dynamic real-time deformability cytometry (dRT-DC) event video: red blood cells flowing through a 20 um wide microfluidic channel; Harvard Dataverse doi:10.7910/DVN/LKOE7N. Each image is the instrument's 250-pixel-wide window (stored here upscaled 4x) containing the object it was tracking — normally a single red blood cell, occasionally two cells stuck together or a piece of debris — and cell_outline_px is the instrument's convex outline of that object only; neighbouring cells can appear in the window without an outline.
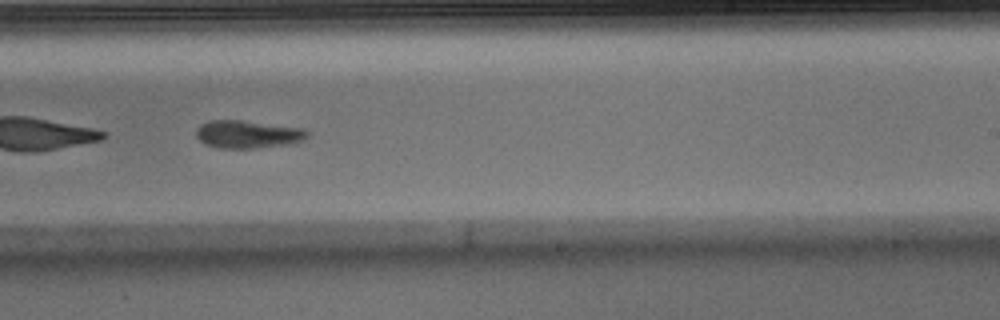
{"species": "Egyptian fruit bat (a non-hibernating species)", "species_latin": "Rousettus aegyptiacus", "temperature_condition": "warm", "stored_images_in_passage": 35, "camera_frame_rate_fps": 3000, "um_per_image_px": 0.085, "animal": {"sex": "male"}, "frame": {"image": 1, "passage_image": 16, "time_ms": 5.0, "image_size_px": [1000, 320], "cell_outline_px": [[308, 136], [304, 140], [280, 144], [252, 148], [220, 148], [208, 144], [200, 140], [196, 136], [196, 128], [200, 124], [208, 120], [240, 120], [304, 128], [308, 132]], "centroid_in_image_um": [21.02, 11.39], "position_along_channel_um": 268.0, "area_um2": 17.69}}
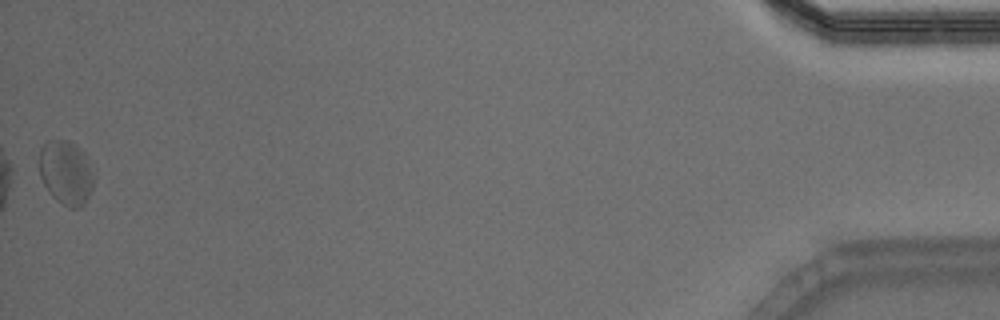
{"frame": {"image": 2, "passage_image": 35, "time_ms": 11.333, "image_size_px": [1000, 320], "cell_outline_px": [[96, 176], [92, 188], [84, 204], [80, 208], [68, 208], [56, 200], [48, 192], [40, 176], [36, 164], [40, 148], [48, 140], [68, 140], [80, 148]], "centroid_in_image_um": [5.57, 14.68], "position_along_channel_um": 429.6, "area_um2": 20.87}, "authors_computed_cell_mechanics": {"area_um2": 18.5538, "velocity_mm_per_s": 4.036, "shape_relaxation_time_tau1_ms": 6.9667, "shape_relaxation_time_tau2_ms": null, "deformation_change_tau1": 0.1703, "deformation_change_tau2": null}}